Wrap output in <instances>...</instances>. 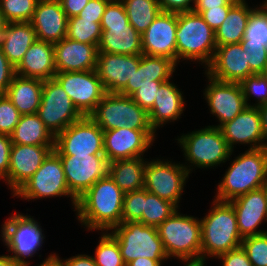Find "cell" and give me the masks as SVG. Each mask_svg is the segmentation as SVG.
Instances as JSON below:
<instances>
[{"mask_svg":"<svg viewBox=\"0 0 267 266\" xmlns=\"http://www.w3.org/2000/svg\"><path fill=\"white\" fill-rule=\"evenodd\" d=\"M124 193L108 175L77 199L75 215L88 231L108 232L122 223Z\"/></svg>","mask_w":267,"mask_h":266,"instance_id":"cell-1","label":"cell"},{"mask_svg":"<svg viewBox=\"0 0 267 266\" xmlns=\"http://www.w3.org/2000/svg\"><path fill=\"white\" fill-rule=\"evenodd\" d=\"M216 187L215 200L230 202L249 191L261 188L267 180V152L247 149L234 157Z\"/></svg>","mask_w":267,"mask_h":266,"instance_id":"cell-2","label":"cell"},{"mask_svg":"<svg viewBox=\"0 0 267 266\" xmlns=\"http://www.w3.org/2000/svg\"><path fill=\"white\" fill-rule=\"evenodd\" d=\"M212 207L201 222V258L212 259L239 248L243 238L239 234L237 217L229 202L212 201Z\"/></svg>","mask_w":267,"mask_h":266,"instance_id":"cell-3","label":"cell"},{"mask_svg":"<svg viewBox=\"0 0 267 266\" xmlns=\"http://www.w3.org/2000/svg\"><path fill=\"white\" fill-rule=\"evenodd\" d=\"M175 35L177 65L184 60L193 61L206 69L211 64L217 48L215 31L199 13H178Z\"/></svg>","mask_w":267,"mask_h":266,"instance_id":"cell-4","label":"cell"},{"mask_svg":"<svg viewBox=\"0 0 267 266\" xmlns=\"http://www.w3.org/2000/svg\"><path fill=\"white\" fill-rule=\"evenodd\" d=\"M175 140L183 151L185 161H187L183 165L189 174L196 167L198 169H214V167L226 163L227 160L229 161L233 153L220 128L211 125L187 134H181Z\"/></svg>","mask_w":267,"mask_h":266,"instance_id":"cell-5","label":"cell"},{"mask_svg":"<svg viewBox=\"0 0 267 266\" xmlns=\"http://www.w3.org/2000/svg\"><path fill=\"white\" fill-rule=\"evenodd\" d=\"M101 39L98 52L142 55V35L129 23L126 9L121 0L107 3L101 20Z\"/></svg>","mask_w":267,"mask_h":266,"instance_id":"cell-6","label":"cell"},{"mask_svg":"<svg viewBox=\"0 0 267 266\" xmlns=\"http://www.w3.org/2000/svg\"><path fill=\"white\" fill-rule=\"evenodd\" d=\"M165 252L180 260L201 259V222L177 209L157 227Z\"/></svg>","mask_w":267,"mask_h":266,"instance_id":"cell-7","label":"cell"},{"mask_svg":"<svg viewBox=\"0 0 267 266\" xmlns=\"http://www.w3.org/2000/svg\"><path fill=\"white\" fill-rule=\"evenodd\" d=\"M108 232L117 240L126 265L139 257L156 261L169 259L155 226L125 222Z\"/></svg>","mask_w":267,"mask_h":266,"instance_id":"cell-8","label":"cell"},{"mask_svg":"<svg viewBox=\"0 0 267 266\" xmlns=\"http://www.w3.org/2000/svg\"><path fill=\"white\" fill-rule=\"evenodd\" d=\"M90 117L103 129L153 130L148 112L130 96L106 93Z\"/></svg>","mask_w":267,"mask_h":266,"instance_id":"cell-9","label":"cell"},{"mask_svg":"<svg viewBox=\"0 0 267 266\" xmlns=\"http://www.w3.org/2000/svg\"><path fill=\"white\" fill-rule=\"evenodd\" d=\"M30 215H24L20 212L8 217L1 226V239L6 246L7 251L12 253L10 257L22 263L24 266H29V257H34L41 250L44 243L45 235L40 226Z\"/></svg>","mask_w":267,"mask_h":266,"instance_id":"cell-10","label":"cell"},{"mask_svg":"<svg viewBox=\"0 0 267 266\" xmlns=\"http://www.w3.org/2000/svg\"><path fill=\"white\" fill-rule=\"evenodd\" d=\"M30 200L56 197H70L75 211L77 199L70 193L65 179L60 156L53 150L40 168L24 183L13 197Z\"/></svg>","mask_w":267,"mask_h":266,"instance_id":"cell-11","label":"cell"},{"mask_svg":"<svg viewBox=\"0 0 267 266\" xmlns=\"http://www.w3.org/2000/svg\"><path fill=\"white\" fill-rule=\"evenodd\" d=\"M189 175L183 163H176L171 159L153 158L146 163L144 188L159 198L170 201L178 208Z\"/></svg>","mask_w":267,"mask_h":266,"instance_id":"cell-12","label":"cell"},{"mask_svg":"<svg viewBox=\"0 0 267 266\" xmlns=\"http://www.w3.org/2000/svg\"><path fill=\"white\" fill-rule=\"evenodd\" d=\"M37 115L54 136L84 117L55 78L44 80Z\"/></svg>","mask_w":267,"mask_h":266,"instance_id":"cell-13","label":"cell"},{"mask_svg":"<svg viewBox=\"0 0 267 266\" xmlns=\"http://www.w3.org/2000/svg\"><path fill=\"white\" fill-rule=\"evenodd\" d=\"M103 129L84 116L55 136L54 151L58 155H104Z\"/></svg>","mask_w":267,"mask_h":266,"instance_id":"cell-14","label":"cell"},{"mask_svg":"<svg viewBox=\"0 0 267 266\" xmlns=\"http://www.w3.org/2000/svg\"><path fill=\"white\" fill-rule=\"evenodd\" d=\"M54 78L61 84L83 116H90L107 93L96 69L56 72Z\"/></svg>","mask_w":267,"mask_h":266,"instance_id":"cell-15","label":"cell"},{"mask_svg":"<svg viewBox=\"0 0 267 266\" xmlns=\"http://www.w3.org/2000/svg\"><path fill=\"white\" fill-rule=\"evenodd\" d=\"M70 193L78 199L99 179L108 176L105 155H59Z\"/></svg>","mask_w":267,"mask_h":266,"instance_id":"cell-16","label":"cell"},{"mask_svg":"<svg viewBox=\"0 0 267 266\" xmlns=\"http://www.w3.org/2000/svg\"><path fill=\"white\" fill-rule=\"evenodd\" d=\"M204 73L209 84L203 90V97L209 106L210 114L219 120L218 125L212 126L220 128L247 106L243 90L240 83L219 81Z\"/></svg>","mask_w":267,"mask_h":266,"instance_id":"cell-17","label":"cell"},{"mask_svg":"<svg viewBox=\"0 0 267 266\" xmlns=\"http://www.w3.org/2000/svg\"><path fill=\"white\" fill-rule=\"evenodd\" d=\"M104 155L109 162L145 157L144 153L153 146L157 132L135 130L128 127L103 130Z\"/></svg>","mask_w":267,"mask_h":266,"instance_id":"cell-18","label":"cell"},{"mask_svg":"<svg viewBox=\"0 0 267 266\" xmlns=\"http://www.w3.org/2000/svg\"><path fill=\"white\" fill-rule=\"evenodd\" d=\"M54 146L12 144L8 176L3 182L14 194L40 168Z\"/></svg>","mask_w":267,"mask_h":266,"instance_id":"cell-19","label":"cell"},{"mask_svg":"<svg viewBox=\"0 0 267 266\" xmlns=\"http://www.w3.org/2000/svg\"><path fill=\"white\" fill-rule=\"evenodd\" d=\"M177 13L161 11L142 34V52L170 58L177 64Z\"/></svg>","mask_w":267,"mask_h":266,"instance_id":"cell-20","label":"cell"},{"mask_svg":"<svg viewBox=\"0 0 267 266\" xmlns=\"http://www.w3.org/2000/svg\"><path fill=\"white\" fill-rule=\"evenodd\" d=\"M205 72L216 80L234 83H241L248 76L254 75L242 43L218 46Z\"/></svg>","mask_w":267,"mask_h":266,"instance_id":"cell-21","label":"cell"},{"mask_svg":"<svg viewBox=\"0 0 267 266\" xmlns=\"http://www.w3.org/2000/svg\"><path fill=\"white\" fill-rule=\"evenodd\" d=\"M140 55L98 52L96 71L107 93H120L137 71Z\"/></svg>","mask_w":267,"mask_h":266,"instance_id":"cell-22","label":"cell"},{"mask_svg":"<svg viewBox=\"0 0 267 266\" xmlns=\"http://www.w3.org/2000/svg\"><path fill=\"white\" fill-rule=\"evenodd\" d=\"M229 203L236 213L239 234L242 238L267 232L258 229L263 221L267 222V203L262 188L249 191Z\"/></svg>","mask_w":267,"mask_h":266,"instance_id":"cell-23","label":"cell"},{"mask_svg":"<svg viewBox=\"0 0 267 266\" xmlns=\"http://www.w3.org/2000/svg\"><path fill=\"white\" fill-rule=\"evenodd\" d=\"M229 148L234 145H249L248 149L261 148L262 125L258 107L246 106L233 120L220 127Z\"/></svg>","mask_w":267,"mask_h":266,"instance_id":"cell-24","label":"cell"},{"mask_svg":"<svg viewBox=\"0 0 267 266\" xmlns=\"http://www.w3.org/2000/svg\"><path fill=\"white\" fill-rule=\"evenodd\" d=\"M30 23L38 40L54 44L67 36L68 17L59 0H39Z\"/></svg>","mask_w":267,"mask_h":266,"instance_id":"cell-25","label":"cell"},{"mask_svg":"<svg viewBox=\"0 0 267 266\" xmlns=\"http://www.w3.org/2000/svg\"><path fill=\"white\" fill-rule=\"evenodd\" d=\"M56 72L96 69L98 46L81 43L67 37L54 43Z\"/></svg>","mask_w":267,"mask_h":266,"instance_id":"cell-26","label":"cell"},{"mask_svg":"<svg viewBox=\"0 0 267 266\" xmlns=\"http://www.w3.org/2000/svg\"><path fill=\"white\" fill-rule=\"evenodd\" d=\"M171 80L163 82L157 89L153 107L148 112L150 124L155 132L167 123L178 121L185 110L184 93Z\"/></svg>","mask_w":267,"mask_h":266,"instance_id":"cell-27","label":"cell"},{"mask_svg":"<svg viewBox=\"0 0 267 266\" xmlns=\"http://www.w3.org/2000/svg\"><path fill=\"white\" fill-rule=\"evenodd\" d=\"M15 74L43 81L54 78L56 74L54 44L37 39L15 68Z\"/></svg>","mask_w":267,"mask_h":266,"instance_id":"cell-28","label":"cell"},{"mask_svg":"<svg viewBox=\"0 0 267 266\" xmlns=\"http://www.w3.org/2000/svg\"><path fill=\"white\" fill-rule=\"evenodd\" d=\"M176 67L177 64L170 58L142 54L137 71L119 94L131 96L142 85L154 84V81H168L173 78Z\"/></svg>","mask_w":267,"mask_h":266,"instance_id":"cell-29","label":"cell"},{"mask_svg":"<svg viewBox=\"0 0 267 266\" xmlns=\"http://www.w3.org/2000/svg\"><path fill=\"white\" fill-rule=\"evenodd\" d=\"M36 40V32L30 22H9L0 37V47L16 68Z\"/></svg>","mask_w":267,"mask_h":266,"instance_id":"cell-30","label":"cell"},{"mask_svg":"<svg viewBox=\"0 0 267 266\" xmlns=\"http://www.w3.org/2000/svg\"><path fill=\"white\" fill-rule=\"evenodd\" d=\"M44 81L15 75L4 93L21 115L37 113Z\"/></svg>","mask_w":267,"mask_h":266,"instance_id":"cell-31","label":"cell"},{"mask_svg":"<svg viewBox=\"0 0 267 266\" xmlns=\"http://www.w3.org/2000/svg\"><path fill=\"white\" fill-rule=\"evenodd\" d=\"M253 7L246 0H238L229 9L226 19L215 30L217 47L242 42Z\"/></svg>","mask_w":267,"mask_h":266,"instance_id":"cell-32","label":"cell"},{"mask_svg":"<svg viewBox=\"0 0 267 266\" xmlns=\"http://www.w3.org/2000/svg\"><path fill=\"white\" fill-rule=\"evenodd\" d=\"M146 160L138 157L109 162L108 175L124 194L140 190L144 188Z\"/></svg>","mask_w":267,"mask_h":266,"instance_id":"cell-33","label":"cell"},{"mask_svg":"<svg viewBox=\"0 0 267 266\" xmlns=\"http://www.w3.org/2000/svg\"><path fill=\"white\" fill-rule=\"evenodd\" d=\"M12 144L54 146L55 136L44 125L37 113L20 116L10 135Z\"/></svg>","mask_w":267,"mask_h":266,"instance_id":"cell-34","label":"cell"},{"mask_svg":"<svg viewBox=\"0 0 267 266\" xmlns=\"http://www.w3.org/2000/svg\"><path fill=\"white\" fill-rule=\"evenodd\" d=\"M125 6L130 25L143 34L161 12L158 0H121Z\"/></svg>","mask_w":267,"mask_h":266,"instance_id":"cell-35","label":"cell"},{"mask_svg":"<svg viewBox=\"0 0 267 266\" xmlns=\"http://www.w3.org/2000/svg\"><path fill=\"white\" fill-rule=\"evenodd\" d=\"M177 209L173 203L161 199L145 189V201L142 218L138 221L148 226L158 227L169 218Z\"/></svg>","mask_w":267,"mask_h":266,"instance_id":"cell-36","label":"cell"},{"mask_svg":"<svg viewBox=\"0 0 267 266\" xmlns=\"http://www.w3.org/2000/svg\"><path fill=\"white\" fill-rule=\"evenodd\" d=\"M100 23L82 19L79 16L68 18L66 37L81 43L98 46L102 34Z\"/></svg>","mask_w":267,"mask_h":266,"instance_id":"cell-37","label":"cell"},{"mask_svg":"<svg viewBox=\"0 0 267 266\" xmlns=\"http://www.w3.org/2000/svg\"><path fill=\"white\" fill-rule=\"evenodd\" d=\"M241 43L267 46V4L264 1L251 11Z\"/></svg>","mask_w":267,"mask_h":266,"instance_id":"cell-38","label":"cell"},{"mask_svg":"<svg viewBox=\"0 0 267 266\" xmlns=\"http://www.w3.org/2000/svg\"><path fill=\"white\" fill-rule=\"evenodd\" d=\"M92 256L96 266H126L117 240L109 232H101Z\"/></svg>","mask_w":267,"mask_h":266,"instance_id":"cell-39","label":"cell"},{"mask_svg":"<svg viewBox=\"0 0 267 266\" xmlns=\"http://www.w3.org/2000/svg\"><path fill=\"white\" fill-rule=\"evenodd\" d=\"M39 0H0V10L9 22H30Z\"/></svg>","mask_w":267,"mask_h":266,"instance_id":"cell-40","label":"cell"},{"mask_svg":"<svg viewBox=\"0 0 267 266\" xmlns=\"http://www.w3.org/2000/svg\"><path fill=\"white\" fill-rule=\"evenodd\" d=\"M240 84L247 106L258 107L267 103V77L262 74H254L248 76ZM251 97L256 101L254 104L249 102Z\"/></svg>","mask_w":267,"mask_h":266,"instance_id":"cell-41","label":"cell"},{"mask_svg":"<svg viewBox=\"0 0 267 266\" xmlns=\"http://www.w3.org/2000/svg\"><path fill=\"white\" fill-rule=\"evenodd\" d=\"M241 247L253 266H267V232L244 237Z\"/></svg>","mask_w":267,"mask_h":266,"instance_id":"cell-42","label":"cell"},{"mask_svg":"<svg viewBox=\"0 0 267 266\" xmlns=\"http://www.w3.org/2000/svg\"><path fill=\"white\" fill-rule=\"evenodd\" d=\"M145 188L124 194L122 223L138 222L142 218Z\"/></svg>","mask_w":267,"mask_h":266,"instance_id":"cell-43","label":"cell"},{"mask_svg":"<svg viewBox=\"0 0 267 266\" xmlns=\"http://www.w3.org/2000/svg\"><path fill=\"white\" fill-rule=\"evenodd\" d=\"M21 114L5 94H0V134L10 136Z\"/></svg>","mask_w":267,"mask_h":266,"instance_id":"cell-44","label":"cell"},{"mask_svg":"<svg viewBox=\"0 0 267 266\" xmlns=\"http://www.w3.org/2000/svg\"><path fill=\"white\" fill-rule=\"evenodd\" d=\"M247 53L250 70L253 74H261L267 62V46L242 43Z\"/></svg>","mask_w":267,"mask_h":266,"instance_id":"cell-45","label":"cell"},{"mask_svg":"<svg viewBox=\"0 0 267 266\" xmlns=\"http://www.w3.org/2000/svg\"><path fill=\"white\" fill-rule=\"evenodd\" d=\"M166 81H154V84L142 85L130 97L143 109L149 112L154 104L157 89Z\"/></svg>","mask_w":267,"mask_h":266,"instance_id":"cell-46","label":"cell"},{"mask_svg":"<svg viewBox=\"0 0 267 266\" xmlns=\"http://www.w3.org/2000/svg\"><path fill=\"white\" fill-rule=\"evenodd\" d=\"M231 7L232 6H219V8L192 11L199 13L204 21L215 31L226 19Z\"/></svg>","mask_w":267,"mask_h":266,"instance_id":"cell-47","label":"cell"},{"mask_svg":"<svg viewBox=\"0 0 267 266\" xmlns=\"http://www.w3.org/2000/svg\"><path fill=\"white\" fill-rule=\"evenodd\" d=\"M109 1L110 0H89L87 5L82 9L78 16L82 19L101 22L102 16Z\"/></svg>","mask_w":267,"mask_h":266,"instance_id":"cell-48","label":"cell"},{"mask_svg":"<svg viewBox=\"0 0 267 266\" xmlns=\"http://www.w3.org/2000/svg\"><path fill=\"white\" fill-rule=\"evenodd\" d=\"M217 258L222 262V266H253L241 246L219 255Z\"/></svg>","mask_w":267,"mask_h":266,"instance_id":"cell-49","label":"cell"},{"mask_svg":"<svg viewBox=\"0 0 267 266\" xmlns=\"http://www.w3.org/2000/svg\"><path fill=\"white\" fill-rule=\"evenodd\" d=\"M15 75V67L8 61L0 47V94L6 92Z\"/></svg>","mask_w":267,"mask_h":266,"instance_id":"cell-50","label":"cell"},{"mask_svg":"<svg viewBox=\"0 0 267 266\" xmlns=\"http://www.w3.org/2000/svg\"><path fill=\"white\" fill-rule=\"evenodd\" d=\"M11 146L10 136L0 134V179L2 180L8 176Z\"/></svg>","mask_w":267,"mask_h":266,"instance_id":"cell-51","label":"cell"},{"mask_svg":"<svg viewBox=\"0 0 267 266\" xmlns=\"http://www.w3.org/2000/svg\"><path fill=\"white\" fill-rule=\"evenodd\" d=\"M158 3L161 11L178 14L192 11L195 0H158Z\"/></svg>","mask_w":267,"mask_h":266,"instance_id":"cell-52","label":"cell"},{"mask_svg":"<svg viewBox=\"0 0 267 266\" xmlns=\"http://www.w3.org/2000/svg\"><path fill=\"white\" fill-rule=\"evenodd\" d=\"M68 18L78 16L89 0H59Z\"/></svg>","mask_w":267,"mask_h":266,"instance_id":"cell-53","label":"cell"},{"mask_svg":"<svg viewBox=\"0 0 267 266\" xmlns=\"http://www.w3.org/2000/svg\"><path fill=\"white\" fill-rule=\"evenodd\" d=\"M238 0H195L192 10H207L219 6H233Z\"/></svg>","mask_w":267,"mask_h":266,"instance_id":"cell-54","label":"cell"},{"mask_svg":"<svg viewBox=\"0 0 267 266\" xmlns=\"http://www.w3.org/2000/svg\"><path fill=\"white\" fill-rule=\"evenodd\" d=\"M61 260L64 266H96L92 255L78 254Z\"/></svg>","mask_w":267,"mask_h":266,"instance_id":"cell-55","label":"cell"},{"mask_svg":"<svg viewBox=\"0 0 267 266\" xmlns=\"http://www.w3.org/2000/svg\"><path fill=\"white\" fill-rule=\"evenodd\" d=\"M258 109L262 125L261 149L267 152V103L258 106Z\"/></svg>","mask_w":267,"mask_h":266,"instance_id":"cell-56","label":"cell"},{"mask_svg":"<svg viewBox=\"0 0 267 266\" xmlns=\"http://www.w3.org/2000/svg\"><path fill=\"white\" fill-rule=\"evenodd\" d=\"M164 261H156L150 258H137L129 262L126 266H162Z\"/></svg>","mask_w":267,"mask_h":266,"instance_id":"cell-57","label":"cell"},{"mask_svg":"<svg viewBox=\"0 0 267 266\" xmlns=\"http://www.w3.org/2000/svg\"><path fill=\"white\" fill-rule=\"evenodd\" d=\"M38 266H64L61 258L57 255V253H53L48 255L44 259V261Z\"/></svg>","mask_w":267,"mask_h":266,"instance_id":"cell-58","label":"cell"},{"mask_svg":"<svg viewBox=\"0 0 267 266\" xmlns=\"http://www.w3.org/2000/svg\"><path fill=\"white\" fill-rule=\"evenodd\" d=\"M0 266H24L22 263L13 260L9 255H0Z\"/></svg>","mask_w":267,"mask_h":266,"instance_id":"cell-59","label":"cell"},{"mask_svg":"<svg viewBox=\"0 0 267 266\" xmlns=\"http://www.w3.org/2000/svg\"><path fill=\"white\" fill-rule=\"evenodd\" d=\"M207 260L205 259H195V260H182L181 263L185 262V265L184 266H207V264H205Z\"/></svg>","mask_w":267,"mask_h":266,"instance_id":"cell-60","label":"cell"},{"mask_svg":"<svg viewBox=\"0 0 267 266\" xmlns=\"http://www.w3.org/2000/svg\"><path fill=\"white\" fill-rule=\"evenodd\" d=\"M7 21L4 18V15L2 13V11L0 10V37L2 35V32L4 31L6 25H7Z\"/></svg>","mask_w":267,"mask_h":266,"instance_id":"cell-61","label":"cell"},{"mask_svg":"<svg viewBox=\"0 0 267 266\" xmlns=\"http://www.w3.org/2000/svg\"><path fill=\"white\" fill-rule=\"evenodd\" d=\"M262 190L264 191L265 198H266V203H267V180L265 183L261 186Z\"/></svg>","mask_w":267,"mask_h":266,"instance_id":"cell-62","label":"cell"},{"mask_svg":"<svg viewBox=\"0 0 267 266\" xmlns=\"http://www.w3.org/2000/svg\"><path fill=\"white\" fill-rule=\"evenodd\" d=\"M263 76L267 77V62L265 64V67H264V70L263 72L261 73Z\"/></svg>","mask_w":267,"mask_h":266,"instance_id":"cell-63","label":"cell"}]
</instances>
